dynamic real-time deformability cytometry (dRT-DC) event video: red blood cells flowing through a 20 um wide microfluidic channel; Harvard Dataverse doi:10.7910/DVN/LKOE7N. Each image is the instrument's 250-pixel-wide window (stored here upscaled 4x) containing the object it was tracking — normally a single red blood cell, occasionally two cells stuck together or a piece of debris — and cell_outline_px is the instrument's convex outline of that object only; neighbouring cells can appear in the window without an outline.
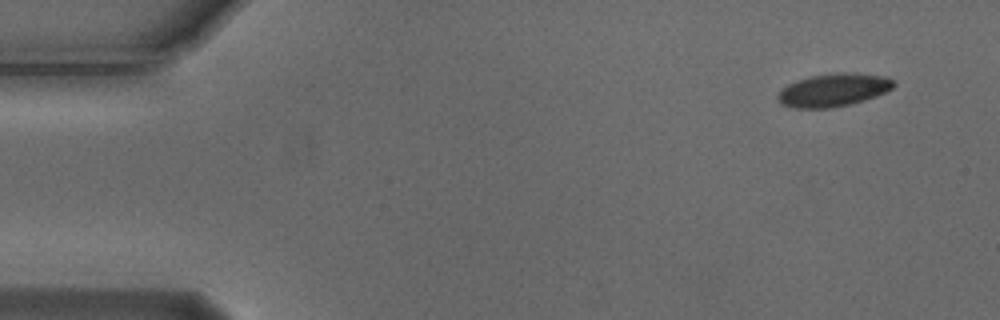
{"species": "Egyptian fruit bat (a non-hibernating species)", "species_latin": "Rousettus aegyptiacus", "temperature_condition": "cold", "stored_images_in_passage": 2, "camera_frame_rate_fps": 3000, "um_per_image_px": 0.085, "animal": {"sex": "male"}, "frame": {"image": 1, "passage_image": 2, "time_ms": 0.333, "image_size_px": [1000, 320], "cell_outline_px": [[896, 84], [892, 88], [876, 96], [864, 100], [832, 108], [792, 108], [780, 104], [776, 96], [788, 84], [808, 76], [840, 72], [852, 72], [888, 76]], "centroid_in_image_um": [70.84, 7.64], "position_along_channel_um": 14.2, "area_um2": 22.37}}